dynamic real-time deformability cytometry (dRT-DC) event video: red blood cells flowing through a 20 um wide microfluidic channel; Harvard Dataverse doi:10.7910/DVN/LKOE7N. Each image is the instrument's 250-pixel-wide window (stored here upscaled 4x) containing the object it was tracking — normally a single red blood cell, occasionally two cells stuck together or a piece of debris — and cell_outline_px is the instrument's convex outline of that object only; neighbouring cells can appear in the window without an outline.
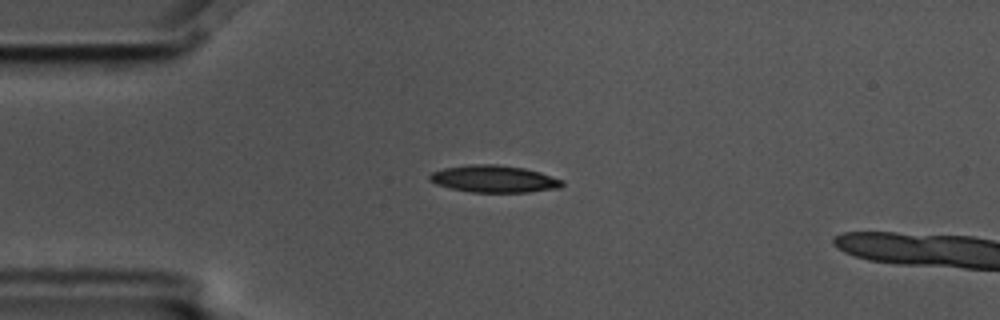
{"species": "common noctule bat (a hibernating species)", "species_latin": "Nyctalus noctula", "temperature_condition": "cold", "stored_images_in_passage": 12, "camera_frame_rate_fps": 3000, "um_per_image_px": 0.085, "animal": {"sex": "male", "body_mass_g": 17.5, "forearm_length_mm": 52.3}, "frame": {"image": 1, "passage_image": 1, "time_ms": 0.0, "image_size_px": [1000, 320], "cell_outline_px": [[564, 184], [560, 188], [528, 192], [472, 192], [452, 188], [436, 184], [428, 180], [428, 176], [432, 172], [444, 168], [472, 164], [496, 164], [524, 168], [540, 172], [564, 180]], "centroid_in_image_um": [42.01, 15.2], "position_along_channel_um": 43.0, "area_um2": 20.92}}
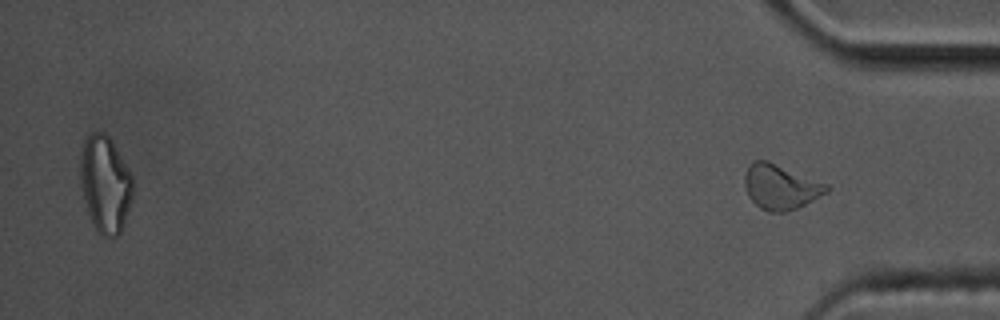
{"frame": {"image": 2, "passage_image": 12, "time_ms": 3.667, "image_size_px": [1000, 320], "cell_outline_px": [[832, 188], [828, 192], [796, 208], [784, 212], [768, 212], [760, 208], [748, 196], [744, 184], [744, 176], [748, 164], [756, 160], [768, 160], [828, 184]], "centroid_in_image_um": [66.34, 15.87], "position_along_channel_um": 368.9, "area_um2": 21.5}}